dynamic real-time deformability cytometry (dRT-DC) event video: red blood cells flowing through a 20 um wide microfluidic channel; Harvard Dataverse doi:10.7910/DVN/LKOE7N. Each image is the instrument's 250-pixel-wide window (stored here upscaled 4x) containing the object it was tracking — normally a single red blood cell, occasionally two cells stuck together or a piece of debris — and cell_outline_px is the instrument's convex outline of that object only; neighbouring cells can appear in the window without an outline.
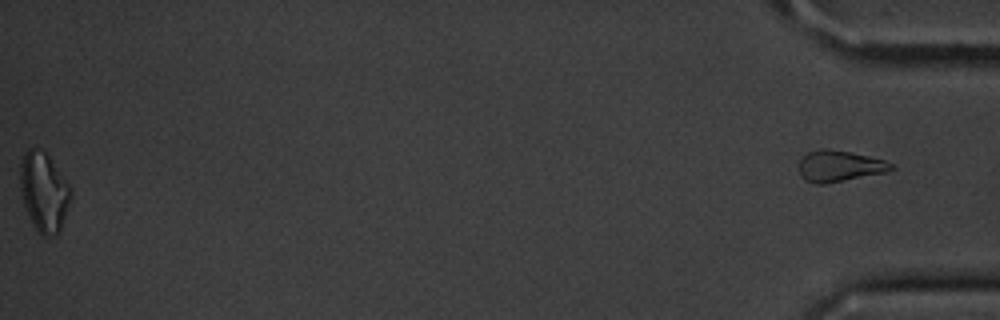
{"species": "common noctule bat (a hibernating species)", "species_latin": "Nyctalus noctula", "temperature_condition": "cold", "stored_images_in_passage": 40, "segment_of_instrument_passage": [2, 2], "camera_frame_rate_fps": 3000, "um_per_image_px": 0.085, "animal": {"sex": "male", "body_mass_g": 20.1, "forearm_length_mm": 53.5}, "frame": {"image": 1, "passage_image": 40, "time_ms": 13.0, "image_size_px": [1000, 320], "cell_outline_px": [[896, 168], [884, 172], [824, 184], [816, 184], [804, 180], [800, 176], [800, 160], [808, 152], [820, 148], [824, 148], [852, 152], [884, 160], [892, 164]], "centroid_in_image_um": [71.32, 14.11], "position_along_channel_um": 363.9, "area_um2": 16.59}}